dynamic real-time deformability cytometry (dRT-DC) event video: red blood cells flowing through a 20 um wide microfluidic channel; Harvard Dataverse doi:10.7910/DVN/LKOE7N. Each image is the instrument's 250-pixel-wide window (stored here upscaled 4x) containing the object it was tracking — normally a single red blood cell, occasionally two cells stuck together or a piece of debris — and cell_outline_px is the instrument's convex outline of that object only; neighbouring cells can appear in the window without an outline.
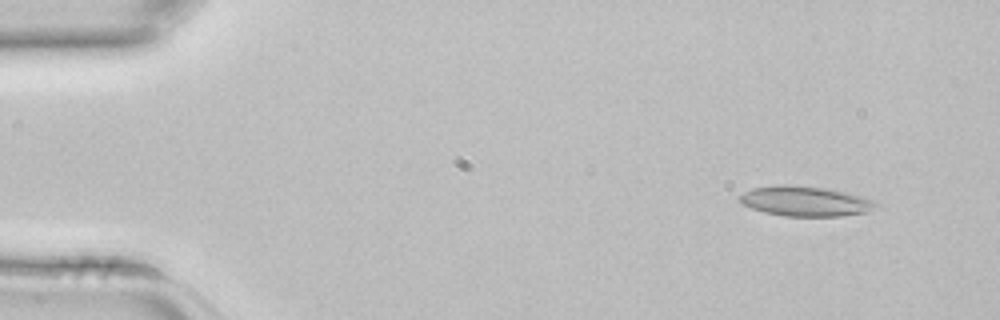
{"species": "common noctule bat (a hibernating species)", "species_latin": "Nyctalus noctula", "temperature_condition": "room temperature", "stored_images_in_passage": 3, "camera_frame_rate_fps": 3000, "um_per_image_px": 0.085, "animal": {"sex": "female", "body_mass_g": 22.7, "forearm_length_mm": 54.2}, "frame": {"image": 1, "passage_image": 1, "time_ms": 0.0, "image_size_px": [1000, 320], "cell_outline_px": [[880, 204], [868, 212], [840, 216], [784, 216], [764, 212], [752, 208], [736, 200], [744, 192], [752, 188], [780, 184], [784, 184], [824, 188], [848, 192], [872, 200]], "centroid_in_image_um": [68.44, 17.1], "position_along_channel_um": 16.6, "area_um2": 23.81}}